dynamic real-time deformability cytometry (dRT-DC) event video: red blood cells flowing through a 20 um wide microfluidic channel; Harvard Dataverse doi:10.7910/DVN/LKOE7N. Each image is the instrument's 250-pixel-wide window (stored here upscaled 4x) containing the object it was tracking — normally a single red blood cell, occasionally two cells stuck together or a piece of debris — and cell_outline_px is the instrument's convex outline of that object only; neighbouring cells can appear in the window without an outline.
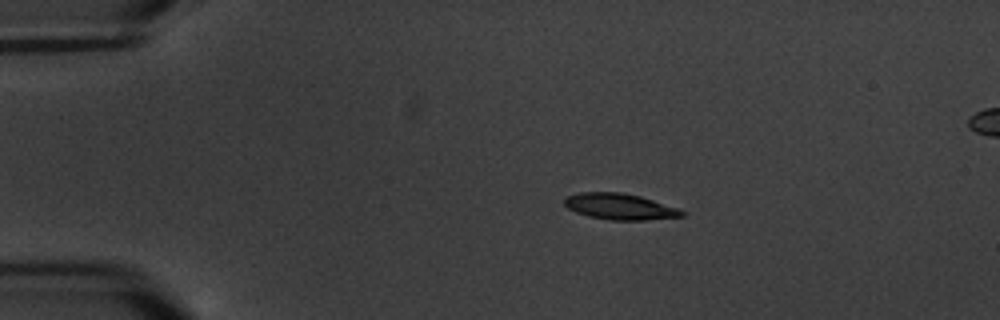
{"species": "common noctule bat (a hibernating species)", "species_latin": "Nyctalus noctula", "temperature_condition": "warm", "stored_images_in_passage": 6, "camera_frame_rate_fps": 3000, "um_per_image_px": 0.085, "animal": {"sex": "male", "body_mass_g": 20.1, "forearm_length_mm": 53.5}, "frame": {"image": 1, "passage_image": 3, "time_ms": 2.333, "image_size_px": [1000, 320], "cell_outline_px": [[688, 212], [684, 216], [644, 220], [612, 220], [588, 216], [576, 212], [568, 208], [564, 204], [564, 196], [580, 192], [620, 192], [640, 196], [680, 208]], "centroid_in_image_um": [52.71, 17.55], "position_along_channel_um": 32.3, "area_um2": 18.03}}